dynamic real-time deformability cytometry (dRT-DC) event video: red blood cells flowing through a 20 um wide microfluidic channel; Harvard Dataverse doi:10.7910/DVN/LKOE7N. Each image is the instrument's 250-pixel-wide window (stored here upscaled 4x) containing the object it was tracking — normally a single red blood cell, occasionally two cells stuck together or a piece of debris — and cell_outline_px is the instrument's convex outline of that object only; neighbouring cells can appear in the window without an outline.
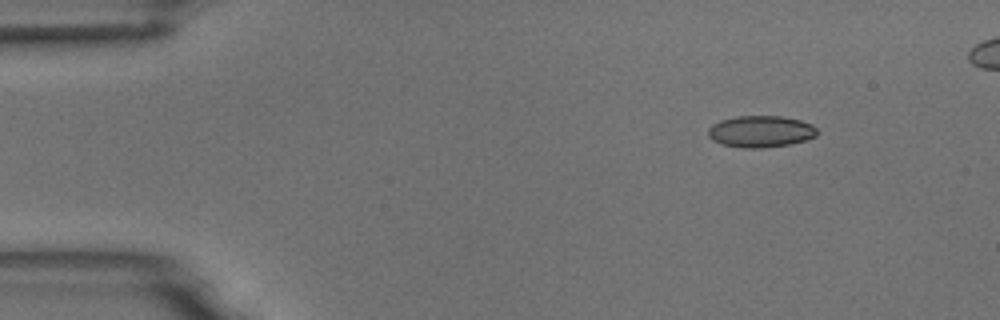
{"species": "common noctule bat (a hibernating species)", "species_latin": "Nyctalus noctula", "temperature_condition": "room temperature", "stored_images_in_passage": 5, "camera_frame_rate_fps": 3000, "um_per_image_px": 0.085, "animal": {"sex": "male", "body_mass_g": 18.8}, "frame": {"image": 1, "passage_image": 5, "time_ms": 5.667, "image_size_px": [1000, 320], "cell_outline_px": [[816, 136], [804, 140], [788, 144], [760, 148], [740, 148], [720, 144], [712, 140], [708, 136], [708, 128], [712, 124], [720, 120], [736, 116], [780, 116], [800, 120], [812, 124], [816, 128]], "centroid_in_image_um": [64.6, 11.17], "position_along_channel_um": 20.4, "area_um2": 20.11}}